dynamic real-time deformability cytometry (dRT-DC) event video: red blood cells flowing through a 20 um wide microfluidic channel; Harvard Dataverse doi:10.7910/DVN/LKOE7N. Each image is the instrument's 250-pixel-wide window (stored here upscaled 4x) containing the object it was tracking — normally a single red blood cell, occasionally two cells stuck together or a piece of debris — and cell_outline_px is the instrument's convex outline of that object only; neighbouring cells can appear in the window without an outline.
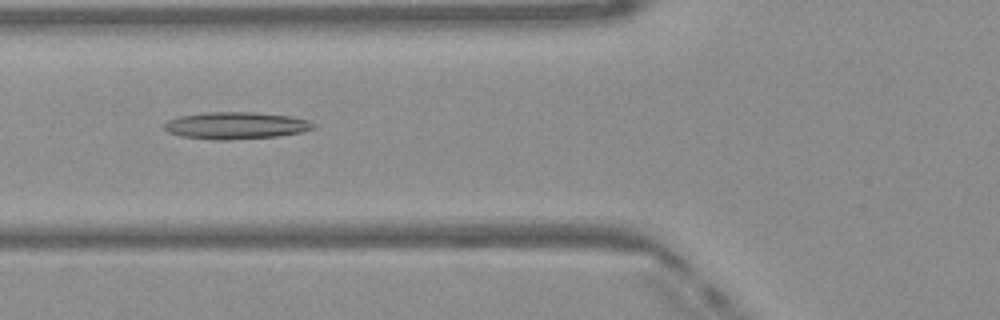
{"species": "Egyptian fruit bat (a non-hibernating species)", "species_latin": "Rousettus aegyptiacus", "temperature_condition": "warm", "stored_images_in_passage": 22, "camera_frame_rate_fps": 3000, "um_per_image_px": 0.085, "frame": {"image": 1, "passage_image": 5, "time_ms": 1.333, "image_size_px": [1000, 320], "cell_outline_px": [[316, 128], [304, 132], [280, 136], [228, 140], [216, 140], [180, 136], [168, 132], [164, 128], [164, 124], [168, 120], [180, 116], [208, 112], [252, 112], [292, 116], [308, 120], [316, 124]], "centroid_in_image_um": [20.11, 10.67], "position_along_channel_um": 105.7, "area_um2": 23.7}}
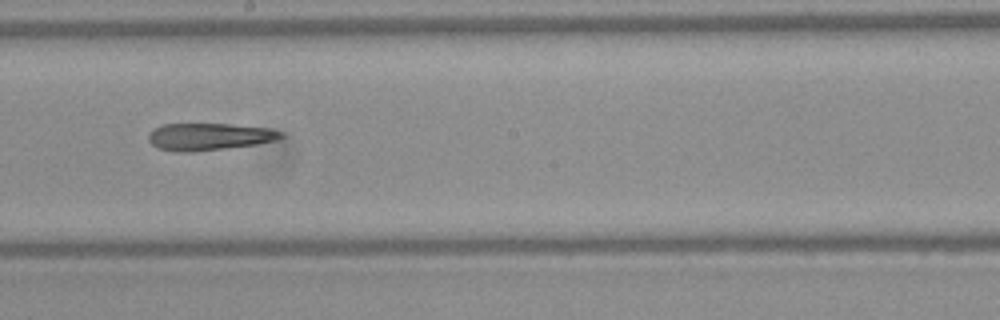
{"frame": {"image": 2, "passage_image": 14, "time_ms": 4.333, "image_size_px": [1000, 320], "cell_outline_px": [[284, 136], [276, 140], [256, 144], [192, 152], [176, 152], [156, 148], [148, 140], [148, 132], [164, 124], [228, 124], [268, 128], [284, 132]], "centroid_in_image_um": [17.75, 11.62], "position_along_channel_um": 230.4, "area_um2": 20.92}}
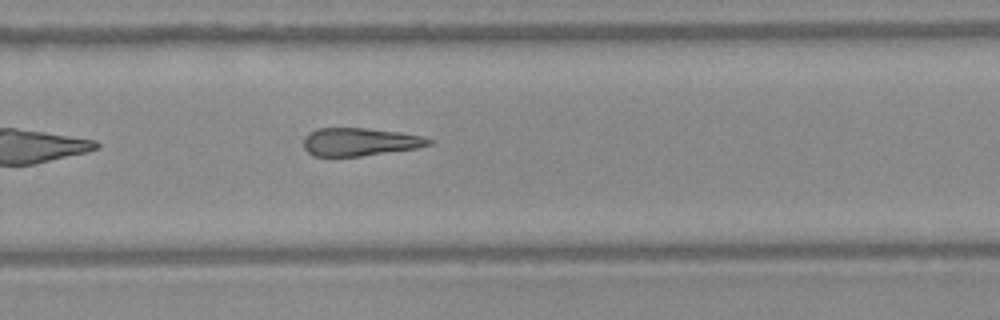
{"frame": {"image": 3, "passage_image": 19, "time_ms": 6.0, "image_size_px": [1000, 320], "cell_outline_px": [[432, 144], [416, 148], [360, 156], [312, 156], [304, 148], [304, 136], [308, 132], [316, 128], [368, 128], [400, 132], [424, 136], [432, 140]], "centroid_in_image_um": [30.56, 12.05], "position_along_channel_um": 299.2, "area_um2": 20.52}}